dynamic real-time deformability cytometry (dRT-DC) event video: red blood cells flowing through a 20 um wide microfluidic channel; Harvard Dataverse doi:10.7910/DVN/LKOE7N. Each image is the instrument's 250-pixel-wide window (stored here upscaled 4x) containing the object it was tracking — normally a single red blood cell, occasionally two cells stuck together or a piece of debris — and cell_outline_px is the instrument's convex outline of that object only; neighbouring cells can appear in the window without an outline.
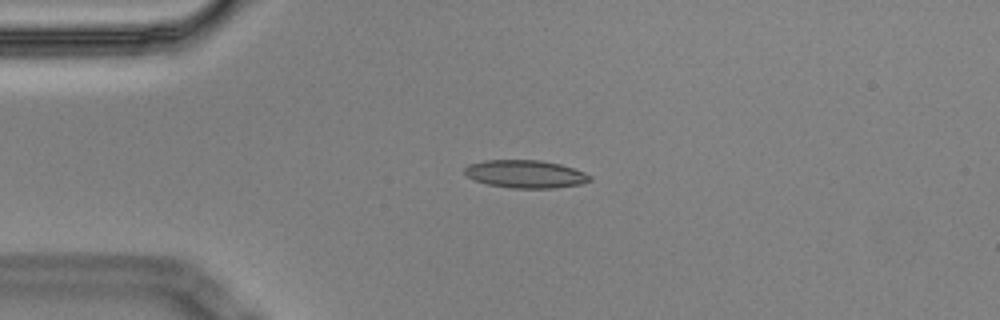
{"species": "Egyptian fruit bat (a non-hibernating species)", "species_latin": "Rousettus aegyptiacus", "temperature_condition": "cold", "stored_images_in_passage": 5, "camera_frame_rate_fps": 3000, "um_per_image_px": 0.085, "animal": {"sex": "male"}, "frame": {"image": 1, "passage_image": 4, "time_ms": 1.0, "image_size_px": [1000, 320], "cell_outline_px": [[592, 180], [580, 184], [556, 188], [512, 188], [488, 184], [476, 180], [468, 176], [464, 172], [464, 168], [468, 164], [484, 160], [540, 160], [560, 164], [584, 172], [592, 176]], "centroid_in_image_um": [44.67, 14.79], "position_along_channel_um": 40.3, "area_um2": 20.29}}